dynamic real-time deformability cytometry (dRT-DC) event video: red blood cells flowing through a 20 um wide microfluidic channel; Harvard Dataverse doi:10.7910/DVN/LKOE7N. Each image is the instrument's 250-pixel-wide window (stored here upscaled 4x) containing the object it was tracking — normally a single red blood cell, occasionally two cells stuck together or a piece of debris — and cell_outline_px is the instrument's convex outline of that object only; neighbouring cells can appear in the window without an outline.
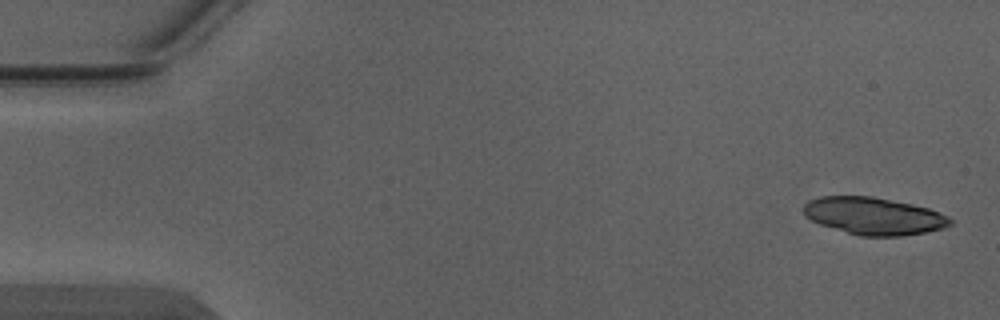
{"species": "Egyptian fruit bat (a non-hibernating species)", "species_latin": "Rousettus aegyptiacus", "temperature_condition": "warm", "stored_images_in_passage": 7, "camera_frame_rate_fps": 3000, "um_per_image_px": 0.085, "animal": {"sex": "male"}, "frame": {"image": 1, "passage_image": 1, "time_ms": 0.0, "image_size_px": [1000, 320], "cell_outline_px": [[952, 224], [944, 228], [904, 236], [860, 236], [820, 224], [804, 216], [804, 204], [808, 200], [820, 196], [872, 196], [912, 204], [928, 208], [948, 216], [952, 220]], "centroid_in_image_um": [74.27, 18.36], "position_along_channel_um": 10.7, "area_um2": 31.85}}
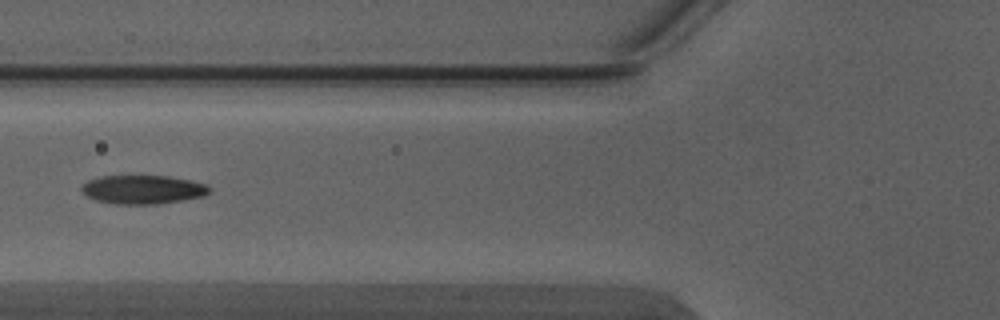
{"frame": {"image": 2, "passage_image": 6, "time_ms": 1.667, "image_size_px": [1000, 320], "cell_outline_px": [[212, 192], [204, 196], [156, 204], [116, 204], [96, 200], [88, 196], [80, 188], [88, 180], [100, 176], [168, 176], [188, 180], [204, 184], [212, 188]], "centroid_in_image_um": [12.16, 16.11], "position_along_channel_um": 113.6, "area_um2": 21.21}}
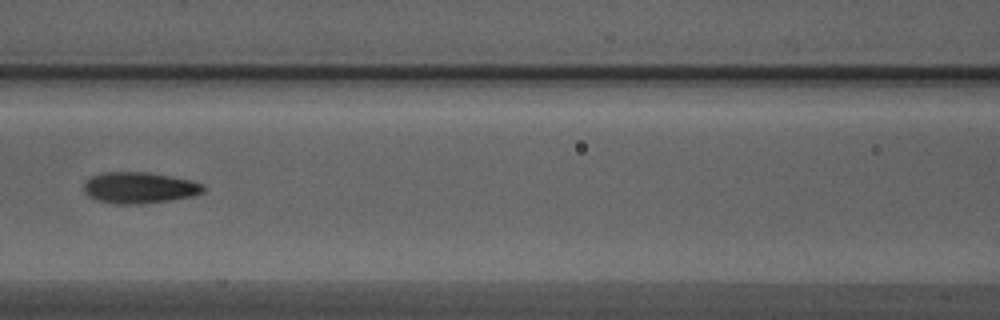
{"frame": {"image": 3, "passage_image": 7, "time_ms": 2.0, "image_size_px": [1000, 320], "cell_outline_px": [[204, 192], [192, 196], [144, 204], [112, 204], [96, 200], [88, 196], [84, 192], [84, 180], [92, 176], [104, 172], [148, 172], [188, 180], [200, 184], [204, 188]], "centroid_in_image_um": [11.76, 15.97], "position_along_channel_um": 154.8, "area_um2": 21.68}}